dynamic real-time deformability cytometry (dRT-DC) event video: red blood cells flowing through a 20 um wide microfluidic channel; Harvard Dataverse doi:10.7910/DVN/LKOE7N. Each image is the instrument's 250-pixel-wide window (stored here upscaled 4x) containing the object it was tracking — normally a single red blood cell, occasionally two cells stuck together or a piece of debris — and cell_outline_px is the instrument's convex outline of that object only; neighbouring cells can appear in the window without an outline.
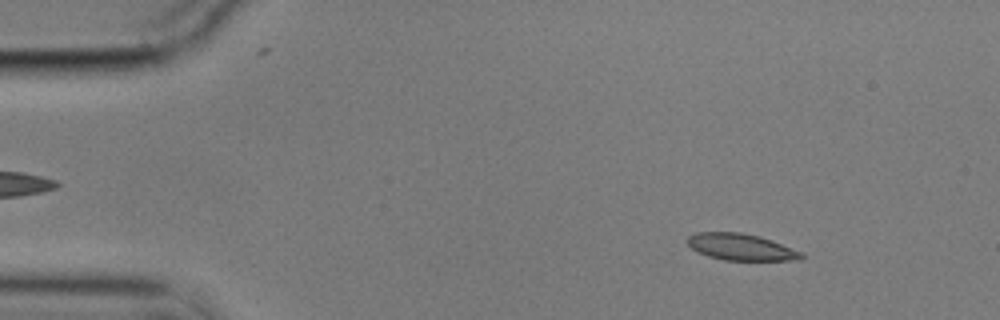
{"species": "common noctule bat (a hibernating species)", "species_latin": "Nyctalus noctula", "temperature_condition": "cold", "stored_images_in_passage": 54, "camera_frame_rate_fps": 3000, "um_per_image_px": 0.085, "animal": {"sex": "male", "body_mass_g": 17.9}, "frame": {"image": 1, "passage_image": 5, "time_ms": 1.333, "image_size_px": [1000, 320], "cell_outline_px": [[804, 256], [800, 260], [724, 260], [708, 256], [696, 252], [684, 240], [688, 236], [696, 232], [740, 232], [760, 236], [772, 240], [804, 252]], "centroid_in_image_um": [62.98, 20.99], "position_along_channel_um": 22.0, "area_um2": 17.92}}
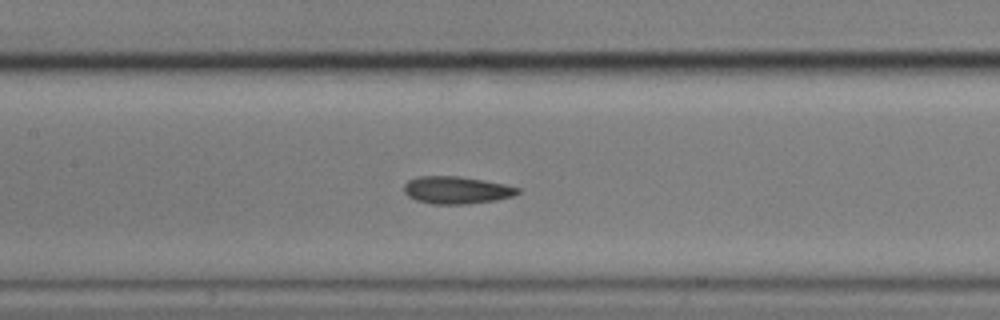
{"frame": {"image": 2, "passage_image": 24, "time_ms": 7.667, "image_size_px": [1000, 320], "cell_outline_px": [[520, 192], [512, 196], [496, 200], [468, 204], [432, 204], [416, 200], [408, 196], [404, 192], [404, 184], [408, 180], [416, 176], [460, 176], [484, 180], [504, 184], [520, 188]], "centroid_in_image_um": [38.78, 16.15], "position_along_channel_um": 168.6, "area_um2": 18.26}}
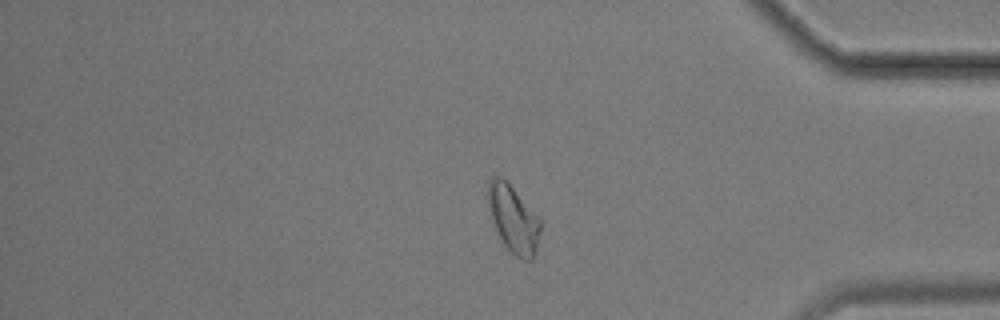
{"frame": {"image": 3, "passage_image": 45, "time_ms": 14.667, "image_size_px": [1000, 320], "cell_outline_px": [[540, 232], [536, 248], [532, 260], [524, 260], [516, 256], [504, 244], [496, 228], [488, 204], [488, 180], [492, 176], [504, 176], [508, 180], [540, 220]], "centroid_in_image_um": [43.63, 18.55], "position_along_channel_um": 391.6, "area_um2": 20.23}, "authors_computed_cell_mechanics": {"area_um2": 18.2937, "velocity_mm_per_s": 3.5128, "shape_relaxation_time_tau1_ms": 3.9732, "shape_relaxation_time_tau2_ms": 4.0367, "deformation_change_tau1": 0.1229, "deformation_change_tau2": 0.083}}